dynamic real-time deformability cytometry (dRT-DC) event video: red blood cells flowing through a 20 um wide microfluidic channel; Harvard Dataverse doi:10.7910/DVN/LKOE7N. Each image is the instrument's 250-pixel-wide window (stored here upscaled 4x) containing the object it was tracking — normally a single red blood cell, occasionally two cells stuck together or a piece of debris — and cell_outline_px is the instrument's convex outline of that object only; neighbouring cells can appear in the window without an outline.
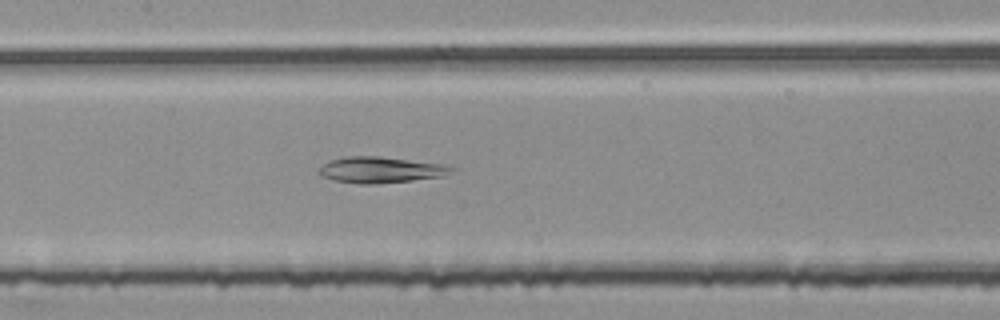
{"species": "common noctule bat (a hibernating species)", "species_latin": "Nyctalus noctula", "temperature_condition": "room temperature", "stored_images_in_passage": 48, "segment_of_instrument_passage": [1, 2], "camera_frame_rate_fps": 3000, "um_per_image_px": 0.085, "animal": {"sex": "female", "body_mass_g": 25.1}, "frame": {"image": 1, "passage_image": 25, "time_ms": 8.0, "image_size_px": [1000, 320], "cell_outline_px": [[456, 168], [452, 172], [444, 176], [412, 180], [376, 184], [360, 184], [332, 180], [316, 172], [328, 160], [344, 156], [376, 156], [452, 164]], "centroid_in_image_um": [32.42, 14.42], "position_along_channel_um": 175.0, "area_um2": 20.52}}
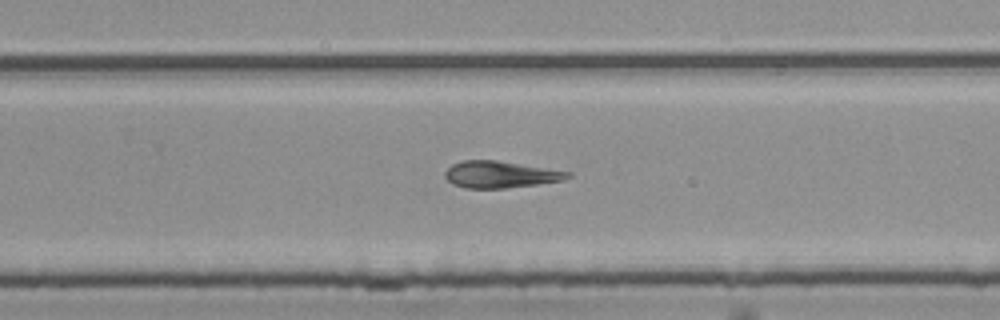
{"frame": {"image": 2, "passage_image": 34, "time_ms": 11.0, "image_size_px": [1000, 320], "cell_outline_px": [[572, 176], [564, 180], [508, 188], [464, 188], [452, 184], [444, 176], [444, 172], [452, 164], [464, 160], [496, 160], [572, 172]], "centroid_in_image_um": [42.52, 14.83], "position_along_channel_um": 287.3, "area_um2": 19.13}}
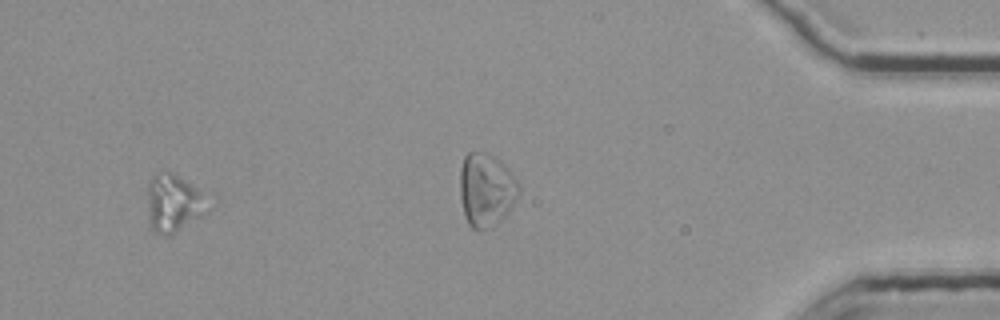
{"frame": {"image": 3, "passage_image": 45, "time_ms": 14.667, "image_size_px": [1000, 320], "cell_outline_px": [[208, 212], [168, 236], [164, 236], [156, 232], [152, 228], [148, 204], [148, 184], [152, 176], [156, 172], [168, 172], [184, 180], [196, 192], [208, 208]], "centroid_in_image_um": [14.67, 17.3], "position_along_channel_um": 420.5, "area_um2": 19.02}}